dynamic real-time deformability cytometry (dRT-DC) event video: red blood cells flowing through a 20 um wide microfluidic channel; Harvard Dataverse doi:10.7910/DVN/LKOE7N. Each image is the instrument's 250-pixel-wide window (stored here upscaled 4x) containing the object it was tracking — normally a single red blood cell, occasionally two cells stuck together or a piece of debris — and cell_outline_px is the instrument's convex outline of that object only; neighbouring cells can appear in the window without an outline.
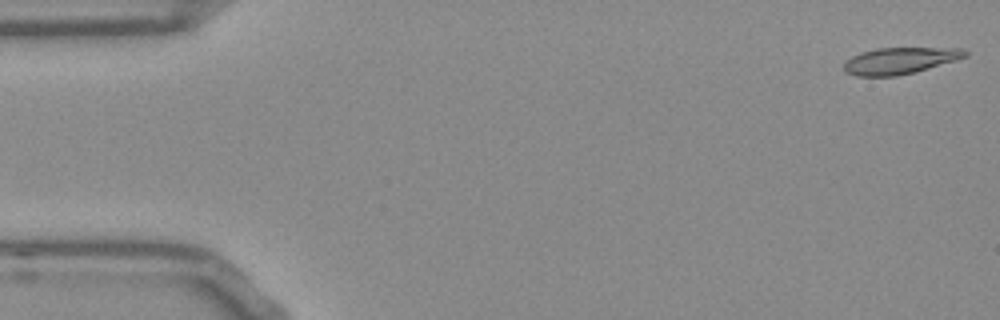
{"species": "Egyptian fruit bat (a non-hibernating species)", "species_latin": "Rousettus aegyptiacus", "temperature_condition": "room temperature", "stored_images_in_passage": 53, "camera_frame_rate_fps": 3000, "um_per_image_px": 0.085, "frame": {"image": 1, "passage_image": 1, "time_ms": 0.0, "image_size_px": [1000, 320], "cell_outline_px": [[968, 56], [956, 60], [916, 72], [896, 76], [856, 76], [848, 72], [844, 68], [844, 60], [860, 52], [876, 48], [964, 48], [968, 52]], "centroid_in_image_um": [76.5, 5.15], "position_along_channel_um": 8.5, "area_um2": 18.84}}
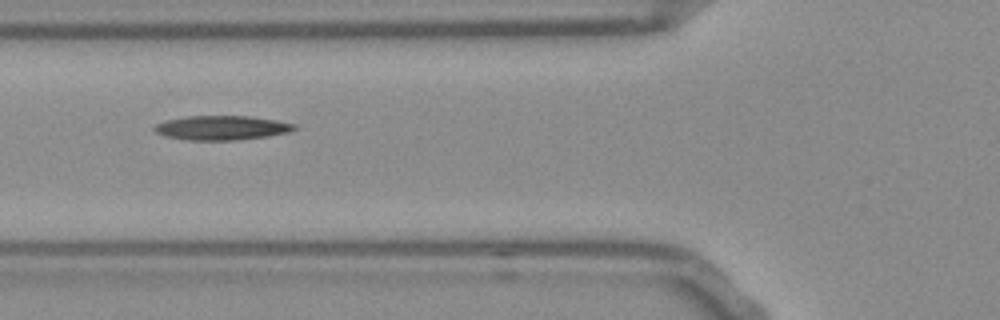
{"frame": {"image": 2, "passage_image": 19, "time_ms": 6.0, "image_size_px": [1000, 320], "cell_outline_px": [[296, 128], [288, 132], [268, 136], [236, 140], [188, 140], [168, 136], [156, 132], [152, 128], [156, 124], [164, 120], [188, 116], [248, 116], [276, 120], [296, 124]], "centroid_in_image_um": [18.84, 10.86], "position_along_channel_um": 107.0, "area_um2": 19.71}}
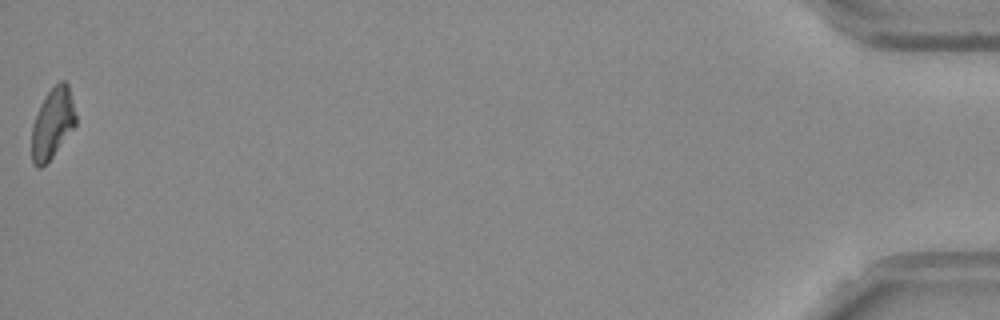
{"frame": {"image": 3, "passage_image": 53, "time_ms": 17.333, "image_size_px": [1000, 320], "cell_outline_px": [[76, 124], [52, 156], [40, 168], [36, 168], [32, 160], [32, 124], [40, 104], [44, 96], [60, 80], [64, 80], [68, 84], [76, 116]], "centroid_in_image_um": [4.45, 10.46], "position_along_channel_um": 430.8, "area_um2": 17.8}}